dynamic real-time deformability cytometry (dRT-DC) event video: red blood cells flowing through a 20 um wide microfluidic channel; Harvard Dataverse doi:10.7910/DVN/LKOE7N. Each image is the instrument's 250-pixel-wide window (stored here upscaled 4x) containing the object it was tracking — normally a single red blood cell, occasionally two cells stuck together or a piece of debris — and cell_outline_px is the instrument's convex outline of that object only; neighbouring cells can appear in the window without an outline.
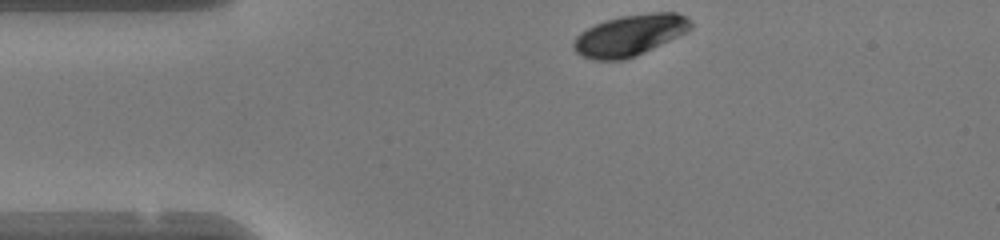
{"species": "human", "species_latin": "Homo sapiens", "temperature_condition": "warm", "stored_images_in_passage": 32, "camera_frame_rate_fps": 3000, "um_per_image_px": 0.085, "donor": {"sex": "female"}, "frame": {"image": 1, "passage_image": 1, "time_ms": 0.0, "image_size_px": [1000, 240], "cell_outline_px": [[692, 28], [688, 32], [636, 56], [624, 60], [592, 60], [580, 56], [572, 48], [572, 40], [580, 32], [604, 20], [620, 16], [652, 12], [676, 12], [692, 20]], "centroid_in_image_um": [53.52, 3.0], "position_along_channel_um": 31.5, "area_um2": 28.5}}
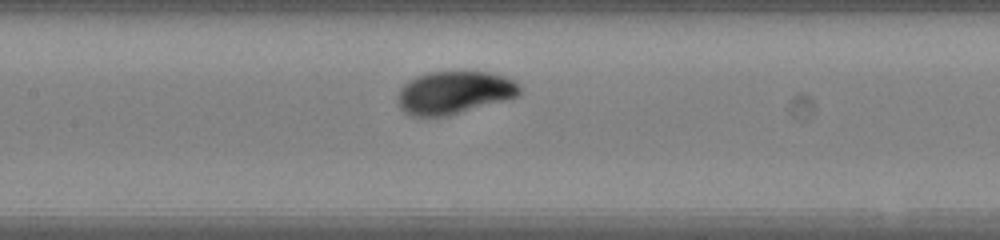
{"frame": {"image": 2, "passage_image": 14, "time_ms": 4.333, "image_size_px": [1000, 240], "cell_outline_px": [[520, 96], [448, 116], [412, 116], [404, 112], [400, 108], [396, 100], [400, 88], [408, 80], [416, 76], [428, 72], [456, 68], [460, 68], [492, 72], [516, 80], [520, 88]], "centroid_in_image_um": [38.62, 7.81], "position_along_channel_um": 168.8, "area_um2": 31.67}}
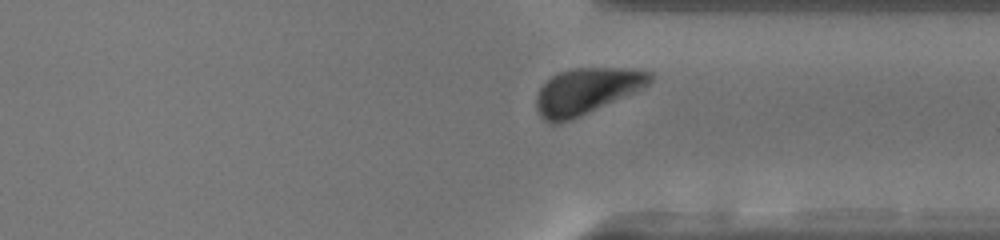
{"frame": {"image": 3, "passage_image": 28, "time_ms": 9.0, "image_size_px": [1000, 240], "cell_outline_px": [[656, 76], [644, 88], [636, 92], [572, 120], [556, 124], [548, 124], [540, 116], [536, 108], [536, 96], [540, 88], [552, 76], [560, 72], [576, 68], [632, 68], [652, 72]], "centroid_in_image_um": [49.88, 7.76], "position_along_channel_um": 361.5, "area_um2": 30.87}, "authors_computed_cell_mechanics": {"area_um2": 30.4317, "velocity_mm_per_s": 4.136, "shape_relaxation_time_tau1_ms": 1.8852, "shape_relaxation_time_tau2_ms": null, "deformation_change_tau1": 0.1072, "deformation_change_tau2": null}}